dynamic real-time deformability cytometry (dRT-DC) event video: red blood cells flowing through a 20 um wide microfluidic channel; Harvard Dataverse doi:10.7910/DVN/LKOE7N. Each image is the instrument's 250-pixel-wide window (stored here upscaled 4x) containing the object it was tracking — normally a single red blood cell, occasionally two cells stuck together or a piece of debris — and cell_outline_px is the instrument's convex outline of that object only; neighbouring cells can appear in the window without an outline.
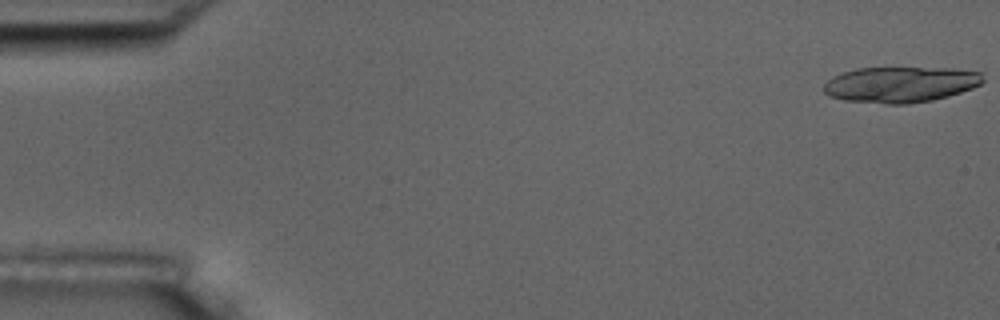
{"species": "common noctule bat (a hibernating species)", "species_latin": "Nyctalus noctula", "temperature_condition": "room temperature", "stored_images_in_passage": 19, "camera_frame_rate_fps": 3000, "um_per_image_px": 0.085, "animal": {"sex": "male", "body_mass_g": 17.5, "forearm_length_mm": 52.3}, "frame": {"image": 1, "passage_image": 1, "time_ms": 0.0, "image_size_px": [1000, 320], "cell_outline_px": [[984, 80], [980, 84], [972, 88], [948, 96], [932, 100], [908, 104], [884, 104], [844, 100], [828, 96], [824, 92], [824, 84], [832, 76], [856, 68], [952, 68], [980, 72]], "centroid_in_image_um": [76.52, 7.18], "position_along_channel_um": 8.5, "area_um2": 33.23}}